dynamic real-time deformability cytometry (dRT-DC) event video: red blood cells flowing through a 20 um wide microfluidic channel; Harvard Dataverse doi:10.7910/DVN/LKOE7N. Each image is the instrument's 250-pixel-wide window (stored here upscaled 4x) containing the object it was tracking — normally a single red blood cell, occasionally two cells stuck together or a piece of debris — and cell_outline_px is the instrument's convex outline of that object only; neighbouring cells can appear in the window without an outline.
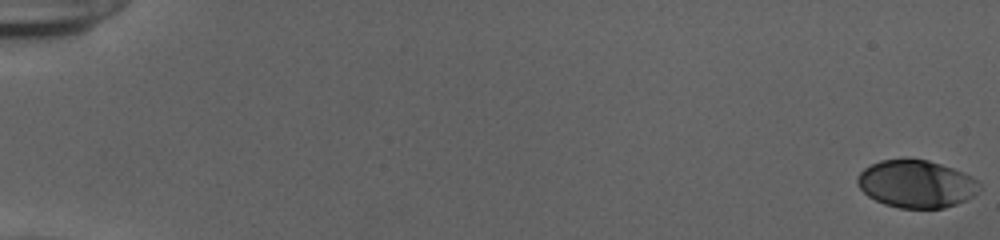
{"species": "human", "species_latin": "Homo sapiens", "temperature_condition": "cold", "stored_images_in_passage": 55, "camera_frame_rate_fps": 3000, "um_per_image_px": 0.085, "donor": {"sex": "female"}, "frame": {"image": 1, "passage_image": 1, "time_ms": 0.0, "image_size_px": [1000, 240], "cell_outline_px": [[980, 188], [972, 196], [956, 204], [944, 208], [900, 208], [884, 204], [868, 196], [856, 184], [856, 180], [860, 172], [864, 168], [880, 160], [928, 160], [952, 168], [972, 176], [980, 184]], "centroid_in_image_um": [77.86, 15.64], "position_along_channel_um": 7.1, "area_um2": 33.47}}
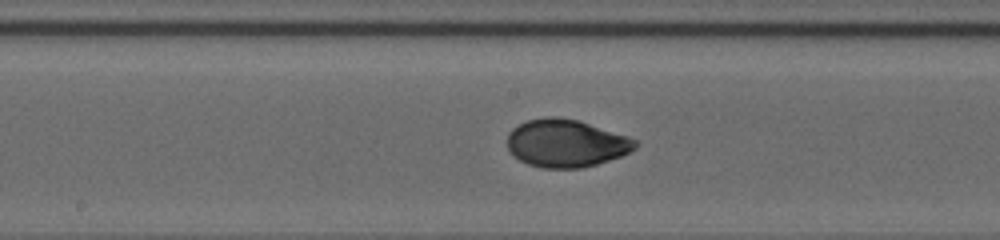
{"frame": {"image": 2, "passage_image": 31, "time_ms": 10.0, "image_size_px": [1000, 240], "cell_outline_px": [[640, 144], [636, 148], [620, 156], [584, 168], [540, 168], [528, 164], [520, 160], [508, 148], [508, 132], [512, 128], [528, 120], [544, 116], [548, 116], [576, 120], [628, 136], [636, 140]], "centroid_in_image_um": [48.11, 12.18], "position_along_channel_um": 200.1, "area_um2": 35.32}}
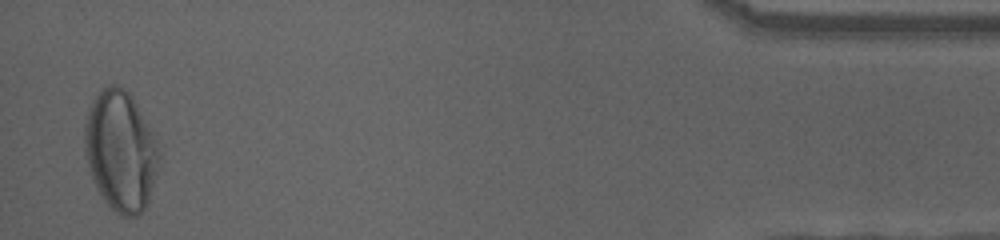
{"frame": {"image": 3, "passage_image": 54, "time_ms": 17.667, "image_size_px": [1000, 240], "cell_outline_px": [[160, 164], [148, 204], [136, 216], [120, 216], [104, 200], [96, 188], [84, 152], [84, 124], [88, 108], [96, 96], [108, 84], [116, 84], [124, 88], [132, 96], [156, 140], [160, 152]], "centroid_in_image_um": [10.26, 12.84], "position_along_channel_um": 424.9, "area_um2": 52.25}, "authors_computed_cell_mechanics": {"area_um2": 35.1424, "velocity_mm_per_s": 3.8745, "shape_relaxation_time_tau1_ms": 4.2255, "shape_relaxation_time_tau2_ms": null, "deformation_change_tau1": 0.1765, "deformation_change_tau2": null}}